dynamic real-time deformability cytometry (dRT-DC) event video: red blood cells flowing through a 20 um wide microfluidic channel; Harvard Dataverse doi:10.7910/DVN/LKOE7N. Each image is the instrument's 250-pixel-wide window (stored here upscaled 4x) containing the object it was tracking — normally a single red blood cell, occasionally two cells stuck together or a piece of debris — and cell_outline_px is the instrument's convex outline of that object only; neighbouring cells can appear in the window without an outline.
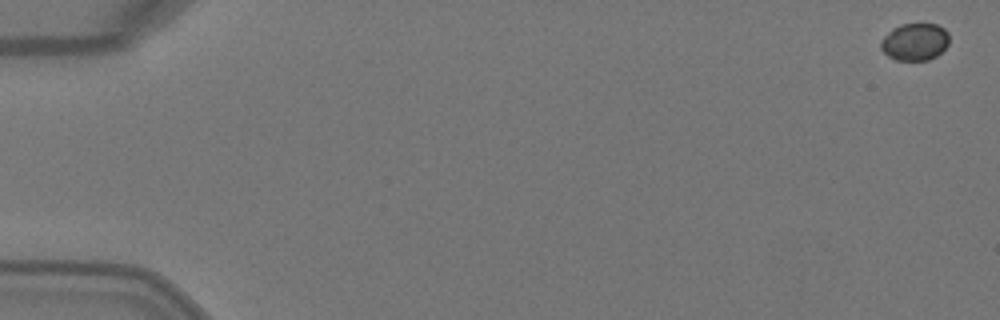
{"species": "Egyptian fruit bat (a non-hibernating species)", "species_latin": "Rousettus aegyptiacus", "temperature_condition": "warm", "stored_images_in_passage": 5, "camera_frame_rate_fps": 3000, "um_per_image_px": 0.085, "animal": {"sex": "female"}, "frame": {"image": 1, "passage_image": 1, "time_ms": 0.0, "image_size_px": [1000, 320], "cell_outline_px": [[948, 44], [936, 56], [928, 60], [896, 60], [888, 56], [880, 48], [880, 40], [892, 28], [900, 24], [936, 24], [944, 28], [948, 32]], "centroid_in_image_um": [77.74, 3.55], "position_along_channel_um": 7.3, "area_um2": 14.85}}
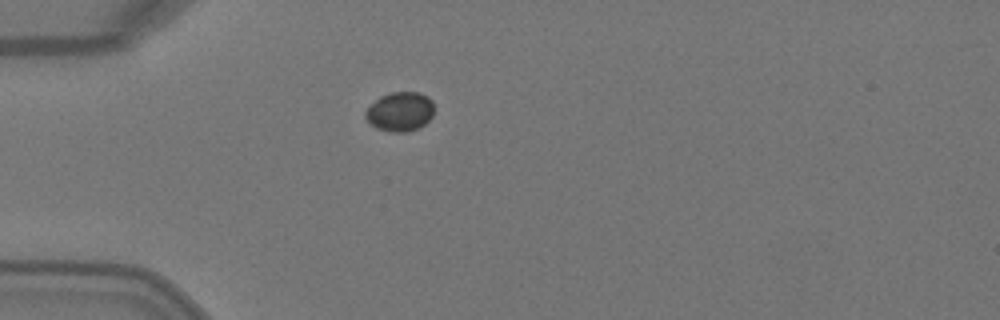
{"frame": {"image": 2, "passage_image": 5, "time_ms": 1.333, "image_size_px": [1000, 320], "cell_outline_px": [[432, 116], [424, 124], [416, 128], [404, 132], [392, 132], [376, 128], [364, 116], [364, 112], [380, 96], [392, 92], [420, 92], [428, 96], [432, 100]], "centroid_in_image_um": [33.99, 9.47], "position_along_channel_um": 51.0, "area_um2": 15.49}}